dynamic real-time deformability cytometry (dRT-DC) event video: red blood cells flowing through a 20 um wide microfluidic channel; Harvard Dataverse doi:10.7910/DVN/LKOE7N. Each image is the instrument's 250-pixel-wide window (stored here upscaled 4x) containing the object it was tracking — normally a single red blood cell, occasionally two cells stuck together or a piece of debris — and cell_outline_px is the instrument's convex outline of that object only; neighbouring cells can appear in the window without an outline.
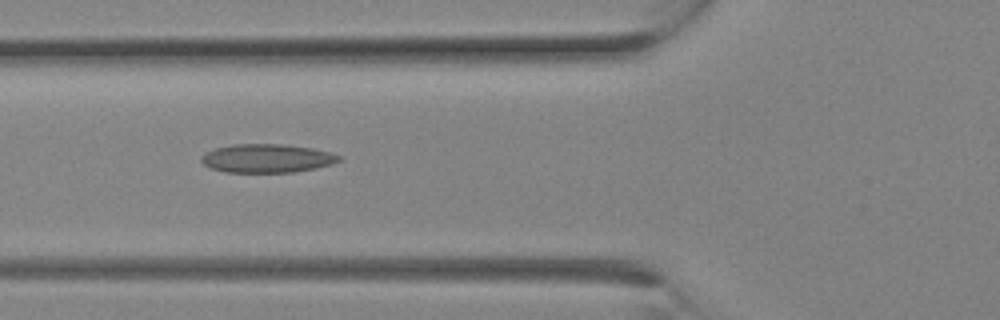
{"species": "Egyptian fruit bat (a non-hibernating species)", "species_latin": "Rousettus aegyptiacus", "temperature_condition": "room temperature", "stored_images_in_passage": 6, "camera_frame_rate_fps": 3000, "um_per_image_px": 0.085, "animal": {"sex": "female"}, "frame": {"image": 1, "passage_image": 3, "time_ms": 0.667, "image_size_px": [1000, 320], "cell_outline_px": [[340, 160], [332, 164], [316, 168], [292, 172], [224, 172], [212, 168], [204, 164], [200, 160], [200, 156], [204, 152], [216, 148], [232, 144], [280, 144], [312, 148], [332, 152], [340, 156]], "centroid_in_image_um": [22.67, 13.45], "position_along_channel_um": 103.1, "area_um2": 22.95}}
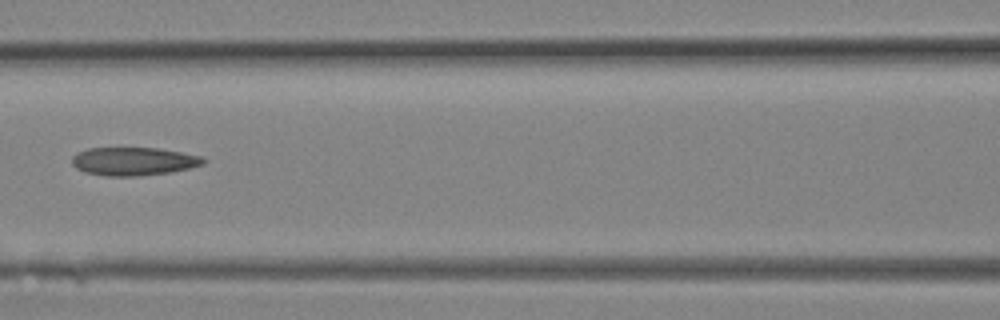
{"frame": {"image": 2, "passage_image": 5, "time_ms": 1.333, "image_size_px": [1000, 320], "cell_outline_px": [[208, 160], [204, 164], [172, 172], [140, 176], [104, 176], [84, 172], [76, 168], [72, 164], [72, 156], [76, 152], [88, 148], [156, 148], [204, 156]], "centroid_in_image_um": [11.36, 13.71], "position_along_channel_um": 155.2, "area_um2": 21.85}}